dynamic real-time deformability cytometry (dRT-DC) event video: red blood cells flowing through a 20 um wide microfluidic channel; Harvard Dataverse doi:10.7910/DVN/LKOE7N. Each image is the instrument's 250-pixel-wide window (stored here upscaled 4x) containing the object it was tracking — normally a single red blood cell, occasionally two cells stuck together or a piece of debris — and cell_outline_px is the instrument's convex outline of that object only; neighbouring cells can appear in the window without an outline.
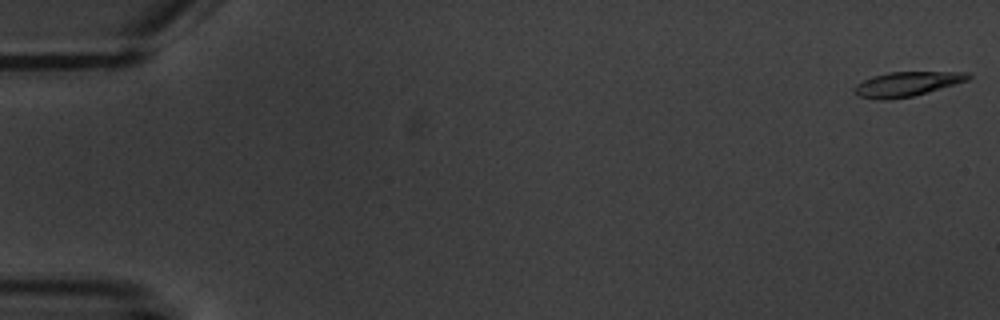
{"species": "common noctule bat (a hibernating species)", "species_latin": "Nyctalus noctula", "temperature_condition": "warm", "stored_images_in_passage": 5, "segment_of_instrument_passage": [2, 2], "camera_frame_rate_fps": 3000, "um_per_image_px": 0.085, "animal": {"sex": "male", "body_mass_g": 20.1, "forearm_length_mm": 53.5}, "frame": {"image": 1, "passage_image": 5, "time_ms": 5.667, "image_size_px": [1000, 320], "cell_outline_px": [[972, 76], [968, 80], [956, 84], [912, 96], [888, 100], [880, 100], [860, 96], [856, 92], [856, 84], [872, 76], [888, 72], [972, 72]], "centroid_in_image_um": [77.13, 7.13], "position_along_channel_um": 7.9, "area_um2": 16.13}}